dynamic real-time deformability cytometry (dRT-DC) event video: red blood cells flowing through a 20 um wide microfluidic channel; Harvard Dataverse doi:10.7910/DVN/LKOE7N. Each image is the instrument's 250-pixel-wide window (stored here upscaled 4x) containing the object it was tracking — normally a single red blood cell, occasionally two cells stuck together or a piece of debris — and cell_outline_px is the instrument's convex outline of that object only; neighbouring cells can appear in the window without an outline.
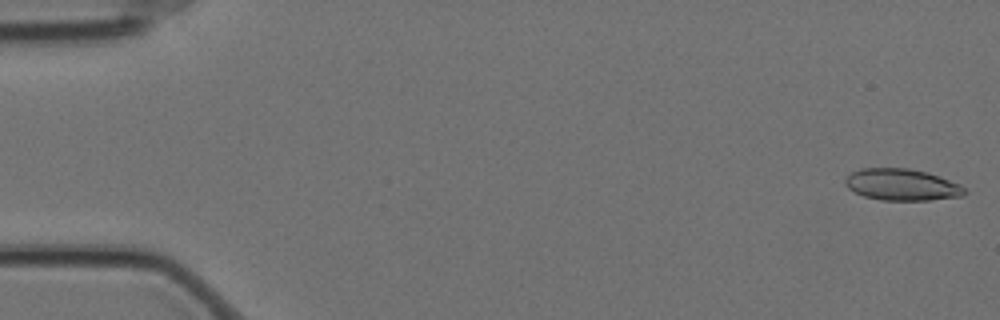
{"species": "Egyptian fruit bat (a non-hibernating species)", "species_latin": "Rousettus aegyptiacus", "temperature_condition": "cold", "stored_images_in_passage": 52, "camera_frame_rate_fps": 3000, "um_per_image_px": 0.085, "animal": {"sex": "female"}, "frame": {"image": 1, "passage_image": 1, "time_ms": 0.0, "image_size_px": [1000, 320], "cell_outline_px": [[968, 192], [964, 196], [928, 200], [880, 200], [864, 196], [848, 188], [844, 184], [844, 180], [852, 172], [860, 168], [908, 168], [924, 172], [960, 184]], "centroid_in_image_um": [76.64, 15.7], "position_along_channel_um": 8.4, "area_um2": 21.85}}
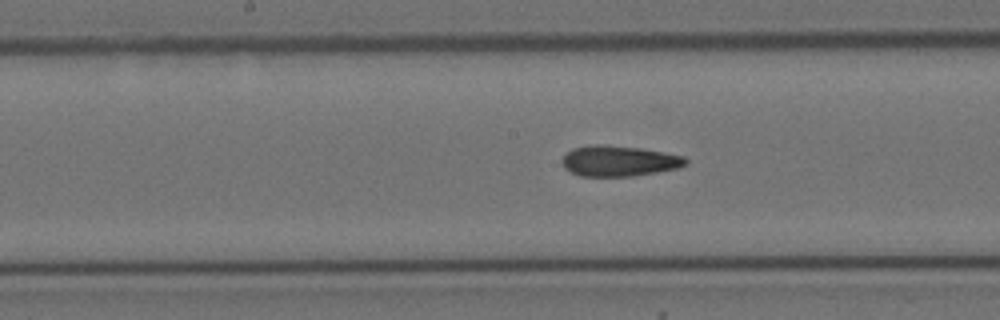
{"frame": {"image": 2, "passage_image": 29, "time_ms": 9.333, "image_size_px": [1000, 320], "cell_outline_px": [[688, 164], [680, 168], [632, 176], [580, 176], [564, 168], [560, 160], [572, 148], [592, 144], [604, 144], [640, 148], [664, 152], [684, 156], [688, 160]], "centroid_in_image_um": [52.62, 13.67], "position_along_channel_um": 195.6, "area_um2": 22.25}}
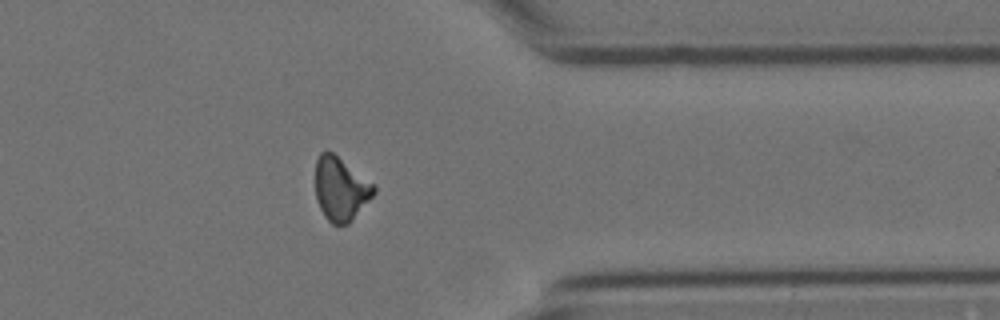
{"frame": {"image": 3, "passage_image": 46, "time_ms": 15.0, "image_size_px": [1000, 320], "cell_outline_px": [[376, 192], [352, 220], [348, 224], [332, 224], [324, 216], [320, 208], [316, 196], [316, 160], [320, 152], [332, 152], [376, 184]], "centroid_in_image_um": [28.98, 16.05], "position_along_channel_um": 382.4, "area_um2": 21.62}, "authors_computed_cell_mechanics": {"area_um2": 22.0218, "velocity_mm_per_s": 3.4893, "shape_relaxation_time_tau1_ms": null, "shape_relaxation_time_tau2_ms": 3.7731, "deformation_change_tau1": null, "deformation_change_tau2": 0.1074}}